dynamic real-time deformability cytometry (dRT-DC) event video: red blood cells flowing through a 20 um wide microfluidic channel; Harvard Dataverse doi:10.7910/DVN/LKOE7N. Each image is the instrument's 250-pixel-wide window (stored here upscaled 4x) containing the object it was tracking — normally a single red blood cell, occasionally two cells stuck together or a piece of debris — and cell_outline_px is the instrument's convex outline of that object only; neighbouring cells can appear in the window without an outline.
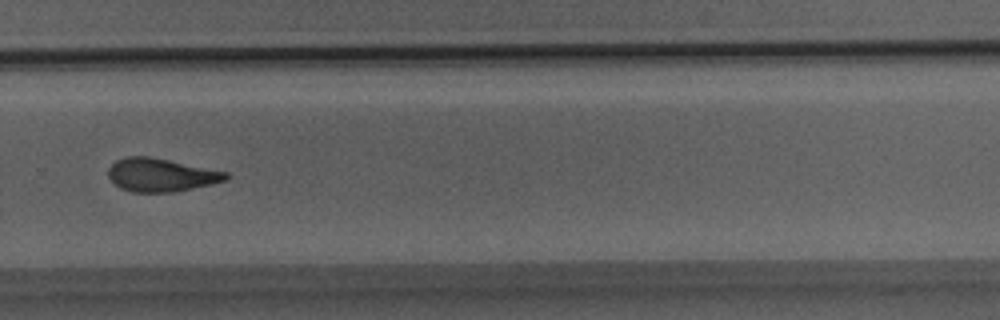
{"species": "Egyptian fruit bat (a non-hibernating species)", "species_latin": "Rousettus aegyptiacus", "temperature_condition": "room temperature", "stored_images_in_passage": 34, "camera_frame_rate_fps": 3000, "um_per_image_px": 0.085, "animal": {"sex": "male"}, "frame": {"image": 1, "passage_image": 23, "time_ms": 7.333, "image_size_px": [1000, 320], "cell_outline_px": [[228, 180], [212, 184], [176, 192], [132, 192], [120, 188], [108, 176], [108, 168], [116, 160], [124, 156], [148, 156], [228, 172]], "centroid_in_image_um": [13.68, 14.87], "position_along_channel_um": 316.1, "area_um2": 22.77}}
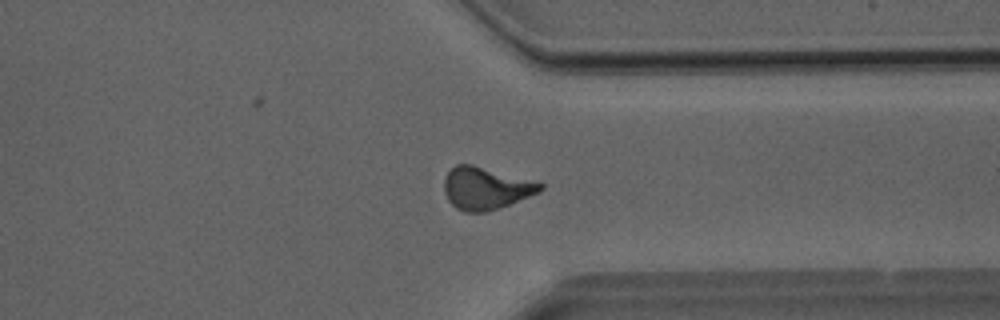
{"frame": {"image": 2, "passage_image": 26, "time_ms": 8.333, "image_size_px": [1000, 320], "cell_outline_px": [[544, 188], [540, 192], [508, 204], [484, 212], [464, 212], [456, 208], [448, 200], [444, 192], [444, 180], [448, 172], [456, 164], [472, 164], [544, 184]], "centroid_in_image_um": [41.25, 16.0], "position_along_channel_um": 370.1, "area_um2": 23.29}}
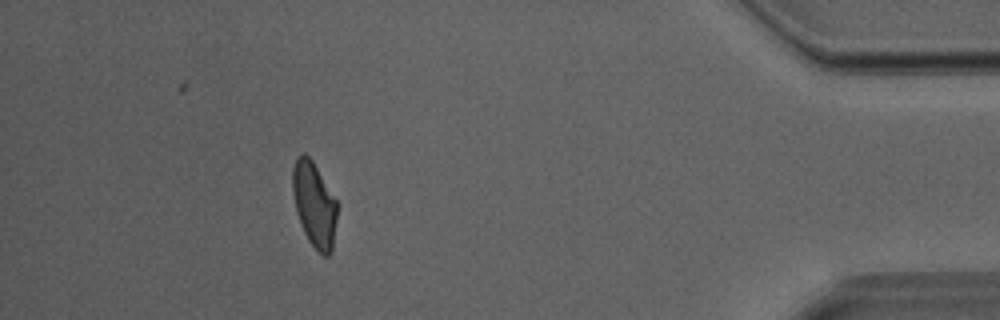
{"frame": {"image": 3, "passage_image": 31, "time_ms": 10.0, "image_size_px": [1000, 320], "cell_outline_px": [[340, 204], [332, 252], [328, 256], [324, 256], [308, 240], [300, 224], [296, 212], [292, 192], [292, 168], [296, 156], [300, 152], [304, 152], [312, 160]], "centroid_in_image_um": [26.74, 17.36], "position_along_channel_um": 408.5, "area_um2": 22.77}}